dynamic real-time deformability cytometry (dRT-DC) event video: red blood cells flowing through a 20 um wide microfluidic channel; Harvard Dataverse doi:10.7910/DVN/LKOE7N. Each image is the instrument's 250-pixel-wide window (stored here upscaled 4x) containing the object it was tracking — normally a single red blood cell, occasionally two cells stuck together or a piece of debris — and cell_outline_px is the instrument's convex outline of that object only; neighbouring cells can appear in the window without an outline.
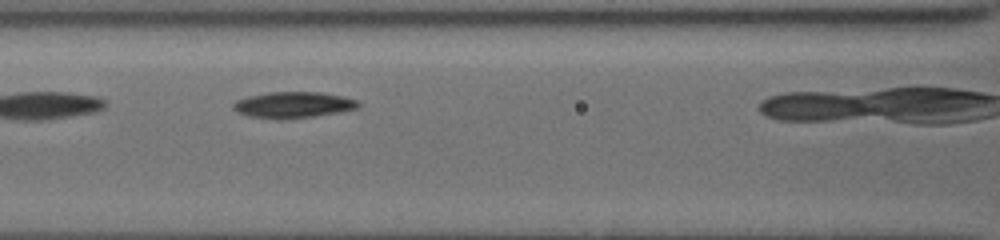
{"species": "common noctule bat (a hibernating species)", "species_latin": "Nyctalus noctula", "temperature_condition": "cold", "stored_images_in_passage": 26, "camera_frame_rate_fps": 3000, "um_per_image_px": 0.085, "animal": {"sex": "female", "body_mass_g": 19.5, "forearm_length_mm": 54.1}, "frame": {"image": 1, "passage_image": 5, "time_ms": 1.333, "image_size_px": [1000, 240], "cell_outline_px": [[360, 108], [340, 112], [316, 116], [280, 120], [276, 120], [248, 116], [236, 112], [232, 108], [232, 104], [236, 100], [248, 96], [268, 92], [320, 92], [344, 96], [356, 100], [360, 104]], "centroid_in_image_um": [24.91, 8.92], "position_along_channel_um": 141.7, "area_um2": 19.42}}
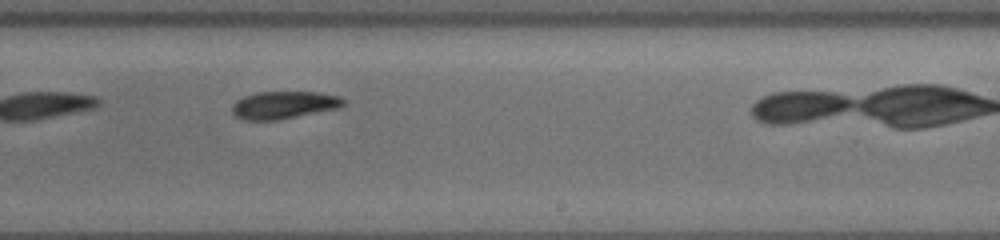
{"frame": {"image": 2, "passage_image": 15, "time_ms": 4.667, "image_size_px": [1000, 240], "cell_outline_px": [[344, 104], [340, 108], [276, 120], [244, 120], [236, 116], [232, 112], [232, 104], [236, 100], [244, 96], [256, 92], [320, 92], [340, 96], [344, 100]], "centroid_in_image_um": [24.12, 8.92], "position_along_channel_um": 264.9, "area_um2": 17.92}}